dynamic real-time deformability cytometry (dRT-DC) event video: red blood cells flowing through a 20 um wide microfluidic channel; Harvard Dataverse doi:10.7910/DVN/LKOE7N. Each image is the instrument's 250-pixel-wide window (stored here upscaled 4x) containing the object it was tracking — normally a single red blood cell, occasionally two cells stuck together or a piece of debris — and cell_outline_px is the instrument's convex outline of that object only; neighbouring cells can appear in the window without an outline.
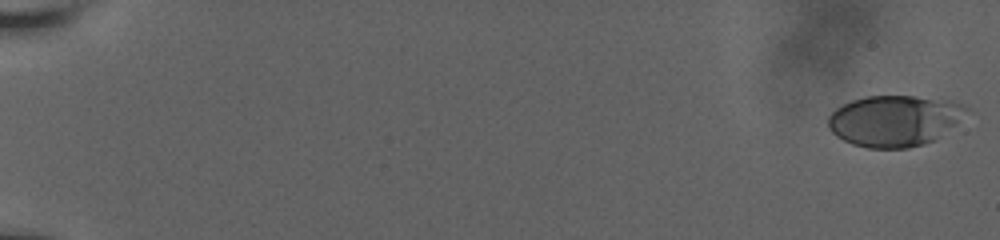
{"species": "human", "species_latin": "Homo sapiens", "temperature_condition": "room temperature", "stored_images_in_passage": 58, "camera_frame_rate_fps": 3000, "um_per_image_px": 0.085, "donor": {"sex": "male"}, "frame": {"image": 1, "passage_image": 1, "time_ms": 0.0, "image_size_px": [1000, 240], "cell_outline_px": [[972, 112], [956, 124], [932, 140], [924, 144], [908, 148], [868, 148], [852, 144], [836, 136], [828, 128], [828, 116], [836, 108], [852, 100], [868, 96], [916, 96], [952, 100], [964, 104]], "centroid_in_image_um": [76.06, 10.25], "position_along_channel_um": 8.9, "area_um2": 41.38}}
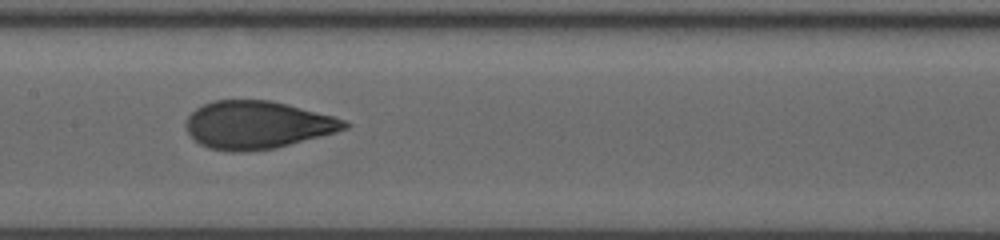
{"frame": {"image": 2, "passage_image": 32, "time_ms": 10.333, "image_size_px": [1000, 240], "cell_outline_px": [[352, 124], [348, 128], [336, 132], [276, 148], [240, 152], [228, 152], [208, 148], [200, 144], [188, 132], [184, 124], [188, 116], [196, 108], [212, 100], [272, 100], [332, 116], [344, 120]], "centroid_in_image_um": [21.85, 10.62], "position_along_channel_um": 185.5, "area_um2": 44.16}}
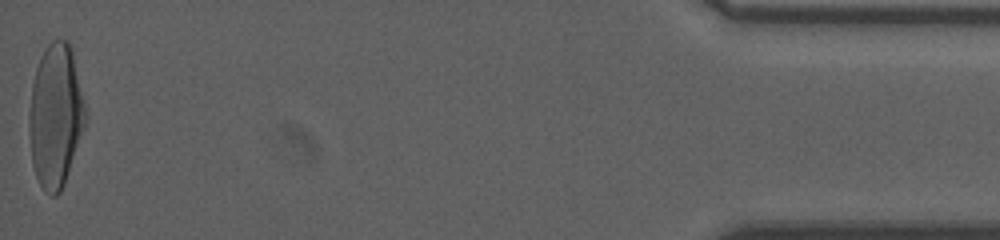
{"frame": {"image": 3, "passage_image": 58, "time_ms": 19.0, "image_size_px": [1000, 240], "cell_outline_px": [[88, 116], [84, 128], [64, 184], [60, 192], [56, 196], [52, 196], [44, 192], [36, 176], [32, 164], [28, 128], [28, 116], [32, 84], [36, 68], [44, 48], [52, 40], [68, 40], [72, 48]], "centroid_in_image_um": [4.72, 9.83], "position_along_channel_um": 430.5, "area_um2": 47.4}, "authors_computed_cell_mechanics": {"area_um2": 43.6968, "velocity_mm_per_s": 3.7947, "shape_relaxation_time_tau1_ms": 3.6493, "shape_relaxation_time_tau2_ms": 0.7712, "deformation_change_tau1": 0.1926, "deformation_change_tau2": 0.0649}}